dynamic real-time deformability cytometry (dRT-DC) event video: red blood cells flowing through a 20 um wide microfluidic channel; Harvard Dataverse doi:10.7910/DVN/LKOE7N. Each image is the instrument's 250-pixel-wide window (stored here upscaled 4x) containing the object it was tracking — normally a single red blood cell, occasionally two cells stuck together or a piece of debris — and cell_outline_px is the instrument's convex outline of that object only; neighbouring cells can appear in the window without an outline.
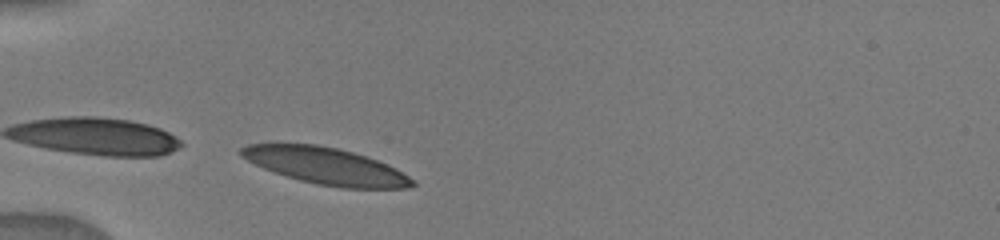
{"species": "human", "species_latin": "Homo sapiens", "temperature_condition": "warm", "stored_images_in_passage": 1, "camera_frame_rate_fps": 3000, "um_per_image_px": 0.085, "donor": {"sex": "male"}, "frame": {"image": 1, "passage_image": 1, "time_ms": 0.0, "image_size_px": [1000, 240], "cell_outline_px": [[416, 184], [404, 188], [340, 188], [300, 180], [264, 168], [240, 156], [240, 148], [248, 144], [268, 140], [316, 144], [336, 148], [352, 152], [376, 160], [396, 168], [416, 180]], "centroid_in_image_um": [27.62, 14.06], "position_along_channel_um": 57.4, "area_um2": 37.05}}